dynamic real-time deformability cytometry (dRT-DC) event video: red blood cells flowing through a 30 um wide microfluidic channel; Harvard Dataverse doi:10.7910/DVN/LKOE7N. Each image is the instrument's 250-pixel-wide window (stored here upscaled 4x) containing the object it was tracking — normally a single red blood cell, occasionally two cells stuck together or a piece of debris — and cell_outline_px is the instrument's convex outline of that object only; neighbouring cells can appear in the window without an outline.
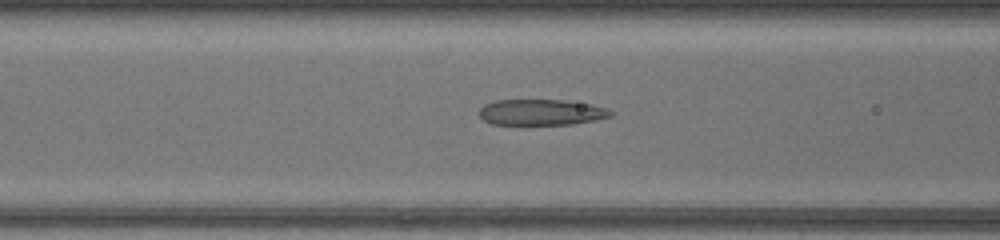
{"species": "common noctule bat (a hibernating species)", "species_latin": "Nyctalus noctula", "temperature_condition": "warm", "stored_images_in_passage": 28, "camera_frame_rate_fps": 3000, "um_per_image_px": 0.085, "animal": {"sex": "female", "body_mass_g": 17.0, "forearm_length_mm": 48.0}, "frame": {"image": 1, "passage_image": 9, "time_ms": 2.667, "image_size_px": [1000, 240], "cell_outline_px": [[616, 112], [612, 116], [596, 120], [572, 124], [492, 124], [484, 120], [480, 116], [480, 108], [484, 104], [496, 100], [564, 100], [592, 104]], "centroid_in_image_um": [46.04, 9.54], "position_along_channel_um": 120.6, "area_um2": 19.83}}
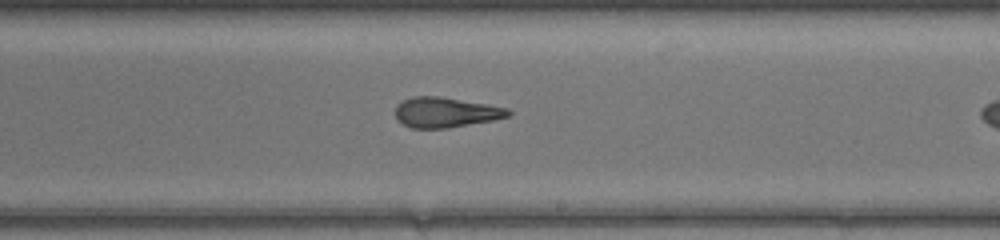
{"frame": {"image": 2, "passage_image": 18, "time_ms": 5.667, "image_size_px": [1000, 240], "cell_outline_px": [[512, 112], [508, 116], [492, 120], [448, 128], [412, 128], [396, 120], [396, 104], [412, 96], [440, 96], [508, 108]], "centroid_in_image_um": [37.85, 9.54], "position_along_channel_um": 251.2, "area_um2": 19.71}}
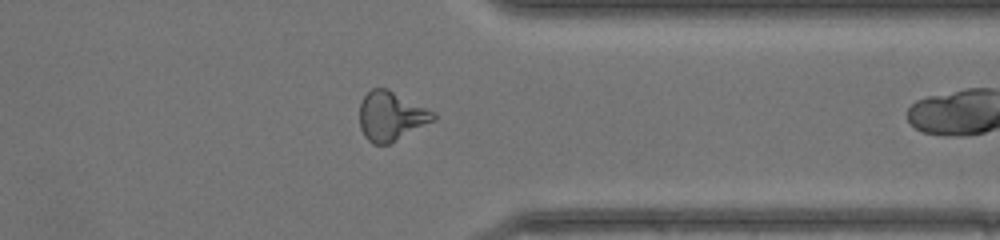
{"frame": {"image": 3, "passage_image": 27, "time_ms": 8.667, "image_size_px": [1000, 240], "cell_outline_px": [[436, 120], [388, 144], [372, 144], [364, 136], [360, 128], [360, 104], [364, 96], [372, 88], [388, 88], [436, 112]], "centroid_in_image_um": [33.26, 9.86], "position_along_channel_um": 378.1, "area_um2": 21.27}}